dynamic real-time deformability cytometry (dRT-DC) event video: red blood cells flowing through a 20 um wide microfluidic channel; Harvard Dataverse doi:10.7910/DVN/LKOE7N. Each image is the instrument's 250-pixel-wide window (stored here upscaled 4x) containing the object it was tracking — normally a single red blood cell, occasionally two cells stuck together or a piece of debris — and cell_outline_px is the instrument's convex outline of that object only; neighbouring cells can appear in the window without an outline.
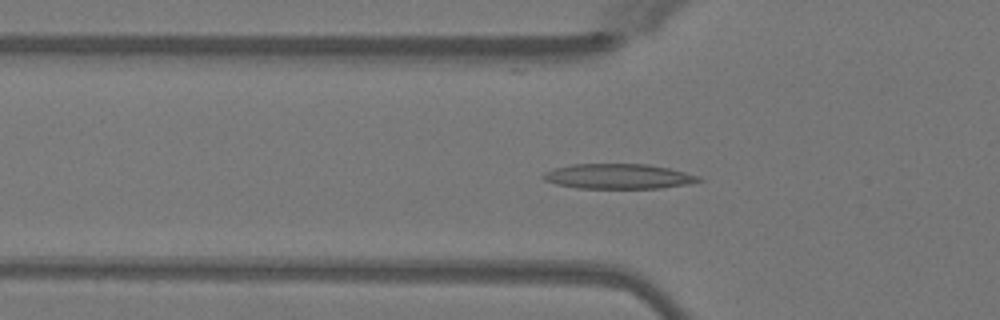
{"species": "Egyptian fruit bat (a non-hibernating species)", "species_latin": "Rousettus aegyptiacus", "temperature_condition": "warm", "stored_images_in_passage": 45, "camera_frame_rate_fps": 3000, "um_per_image_px": 0.085, "animal": {"sex": "female"}, "frame": {"image": 1, "passage_image": 12, "time_ms": 3.667, "image_size_px": [1000, 320], "cell_outline_px": [[704, 180], [692, 184], [660, 188], [576, 188], [556, 184], [544, 180], [540, 176], [544, 172], [556, 168], [572, 164], [648, 164], [668, 168], [700, 176]], "centroid_in_image_um": [52.58, 14.99], "position_along_channel_um": 73.2, "area_um2": 22.77}}
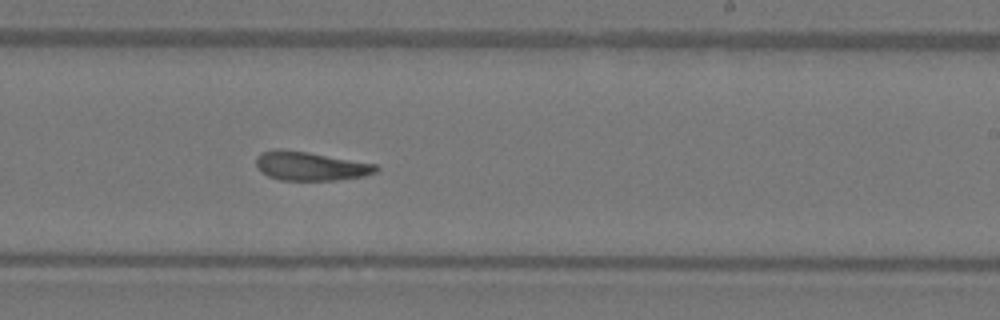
{"frame": {"image": 2, "passage_image": 26, "time_ms": 8.333, "image_size_px": [1000, 320], "cell_outline_px": [[380, 168], [376, 172], [364, 176], [336, 180], [280, 180], [268, 176], [260, 172], [256, 168], [256, 156], [260, 152], [276, 148], [284, 148], [308, 152], [376, 164]], "centroid_in_image_um": [26.33, 14.1], "position_along_channel_um": 262.7, "area_um2": 20.46}}
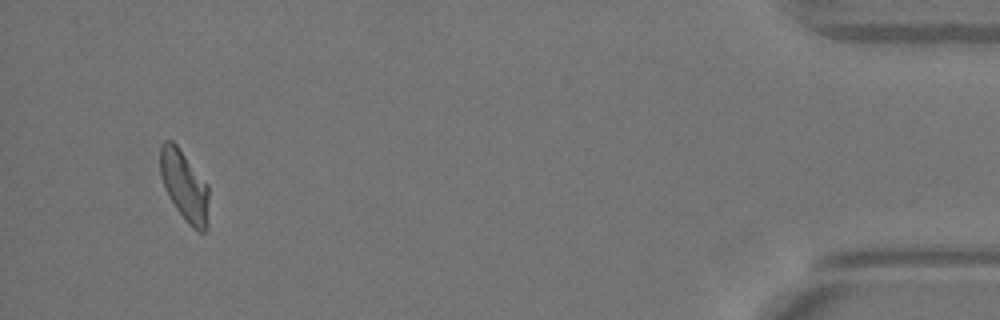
{"frame": {"image": 3, "passage_image": 43, "time_ms": 14.0, "image_size_px": [1000, 320], "cell_outline_px": [[208, 224], [204, 232], [200, 232], [192, 228], [188, 224], [176, 208], [168, 196], [164, 188], [160, 172], [160, 144], [164, 140], [172, 140], [176, 144], [208, 184]], "centroid_in_image_um": [15.67, 15.79], "position_along_channel_um": 419.5, "area_um2": 20.06}, "authors_computed_cell_mechanics": {"area_um2": 20.4612, "velocity_mm_per_s": 4.045, "shape_relaxation_time_tau1_ms": 10.275, "shape_relaxation_time_tau2_ms": 3.2471, "deformation_change_tau1": 0.2716, "deformation_change_tau2": 0.1116}}